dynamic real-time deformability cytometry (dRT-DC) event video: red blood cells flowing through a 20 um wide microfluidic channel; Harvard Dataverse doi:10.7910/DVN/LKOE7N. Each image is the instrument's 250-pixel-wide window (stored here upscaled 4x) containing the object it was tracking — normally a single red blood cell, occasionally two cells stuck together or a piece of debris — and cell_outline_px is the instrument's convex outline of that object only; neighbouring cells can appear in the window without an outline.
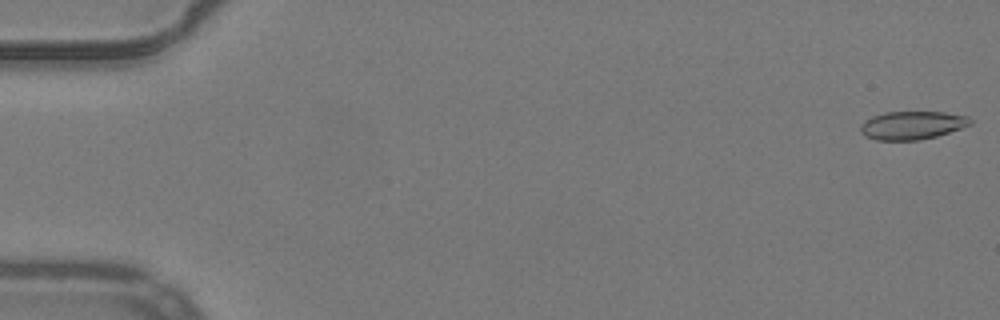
{"species": "common noctule bat (a hibernating species)", "species_latin": "Nyctalus noctula", "temperature_condition": "warm", "stored_images_in_passage": 53, "camera_frame_rate_fps": 3000, "um_per_image_px": 0.085, "animal": {"sex": "male", "body_mass_g": 19.2, "forearm_length_mm": 51.8}, "frame": {"image": 1, "passage_image": 1, "time_ms": 0.0, "image_size_px": [1000, 320], "cell_outline_px": [[972, 124], [936, 136], [920, 140], [876, 140], [864, 136], [860, 132], [860, 124], [864, 120], [872, 116], [884, 112], [944, 112], [968, 116], [972, 120]], "centroid_in_image_um": [77.49, 10.64], "position_along_channel_um": 7.5, "area_um2": 18.15}}
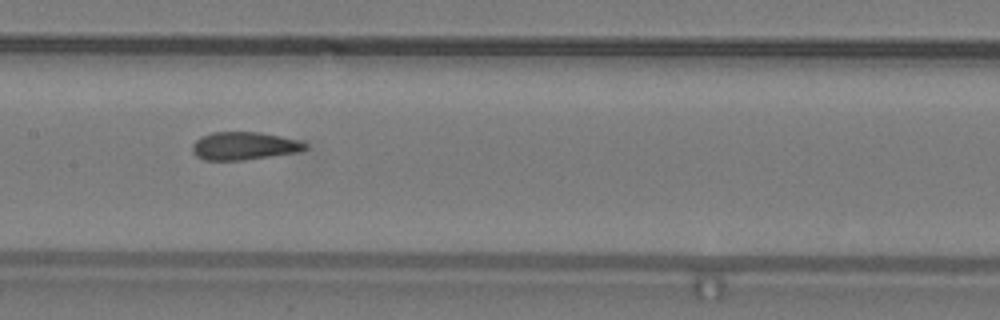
{"frame": {"image": 2, "passage_image": 27, "time_ms": 8.667, "image_size_px": [1000, 320], "cell_outline_px": [[308, 148], [300, 152], [244, 160], [204, 160], [196, 156], [192, 152], [192, 144], [200, 136], [212, 132], [260, 132], [280, 136], [296, 140], [308, 144]], "centroid_in_image_um": [20.73, 12.4], "position_along_channel_um": 186.7, "area_um2": 18.5}}
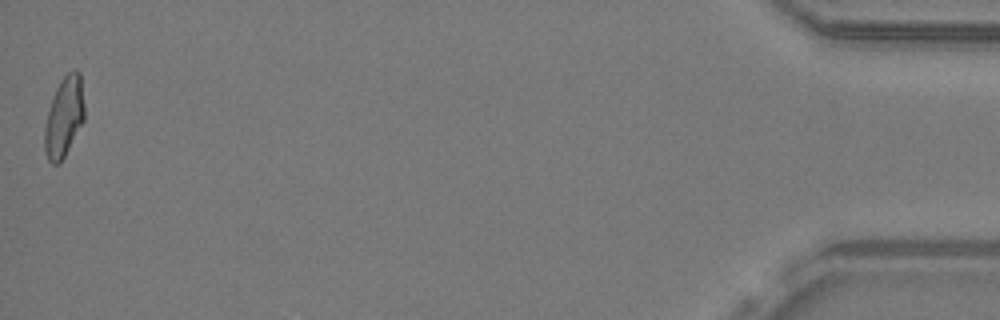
{"frame": {"image": 3, "passage_image": 53, "time_ms": 17.333, "image_size_px": [1000, 320], "cell_outline_px": [[84, 120], [64, 156], [56, 164], [52, 164], [48, 160], [44, 152], [44, 128], [48, 112], [56, 88], [60, 80], [68, 72], [76, 68], [80, 72], [84, 104]], "centroid_in_image_um": [5.44, 9.91], "position_along_channel_um": 429.8, "area_um2": 18.44}, "authors_computed_cell_mechanics": {"area_um2": 18.6694, "velocity_mm_per_s": 3.9206, "shape_relaxation_time_tau1_ms": null, "shape_relaxation_time_tau2_ms": 1.5116, "deformation_change_tau1": null, "deformation_change_tau2": 0.0808}}